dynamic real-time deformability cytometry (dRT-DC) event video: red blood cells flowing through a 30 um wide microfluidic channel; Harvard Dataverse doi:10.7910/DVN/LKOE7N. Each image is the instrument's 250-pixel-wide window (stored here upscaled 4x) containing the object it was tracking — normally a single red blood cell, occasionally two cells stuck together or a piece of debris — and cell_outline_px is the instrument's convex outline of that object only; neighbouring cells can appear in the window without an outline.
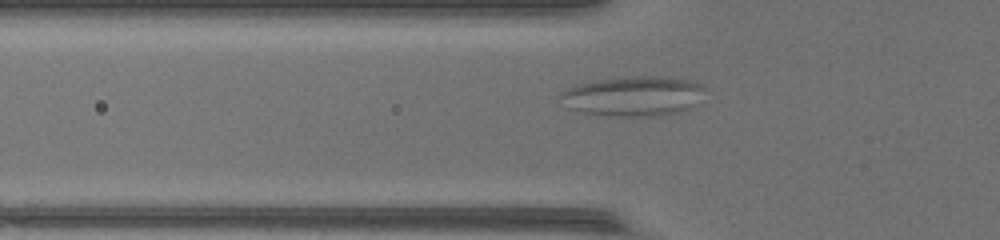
{"species": "common noctule bat (a hibernating species)", "species_latin": "Nyctalus noctula", "temperature_condition": "warm", "stored_images_in_passage": 15, "camera_frame_rate_fps": 3000, "um_per_image_px": 0.085, "animal": {"sex": "female", "body_mass_g": 17.0, "forearm_length_mm": 48.0}, "frame": {"image": 1, "passage_image": 9, "time_ms": 2.667, "image_size_px": [1000, 240], "cell_outline_px": [[708, 88], [692, 108], [680, 112], [660, 116], [608, 116], [580, 112], [572, 108], [556, 96], [560, 92], [576, 84], [596, 80], [628, 76], [672, 76], [696, 80]], "centroid_in_image_um": [53.91, 8.15], "position_along_channel_um": 71.9, "area_um2": 34.39}}